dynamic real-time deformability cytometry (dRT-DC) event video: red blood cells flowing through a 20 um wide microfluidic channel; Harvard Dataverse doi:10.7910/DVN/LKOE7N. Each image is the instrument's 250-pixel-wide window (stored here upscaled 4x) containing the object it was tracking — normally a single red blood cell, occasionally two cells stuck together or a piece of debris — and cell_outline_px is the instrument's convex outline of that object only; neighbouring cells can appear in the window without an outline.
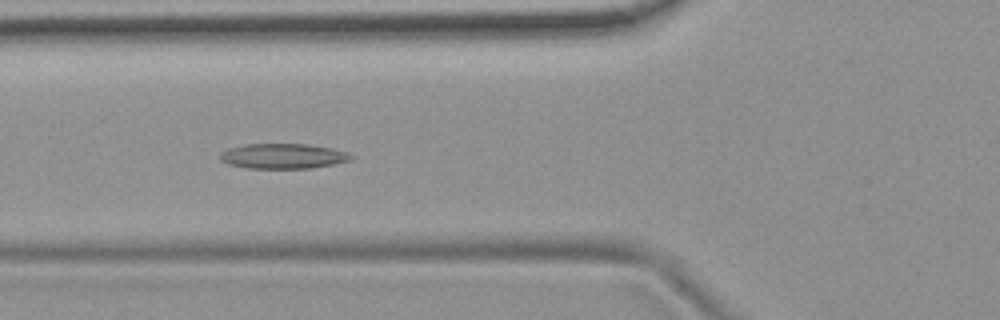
{"species": "common noctule bat (a hibernating species)", "species_latin": "Nyctalus noctula", "temperature_condition": "room temperature", "stored_images_in_passage": 54, "camera_frame_rate_fps": 3000, "um_per_image_px": 0.085, "animal": {"sex": "female", "body_mass_g": 19.9}, "frame": {"image": 1, "passage_image": 19, "time_ms": 6.0, "image_size_px": [1000, 320], "cell_outline_px": [[352, 160], [312, 168], [248, 168], [228, 164], [220, 160], [220, 152], [228, 148], [244, 144], [308, 144], [332, 148], [348, 152], [352, 156]], "centroid_in_image_um": [24.04, 13.26], "position_along_channel_um": 101.8, "area_um2": 19.19}}
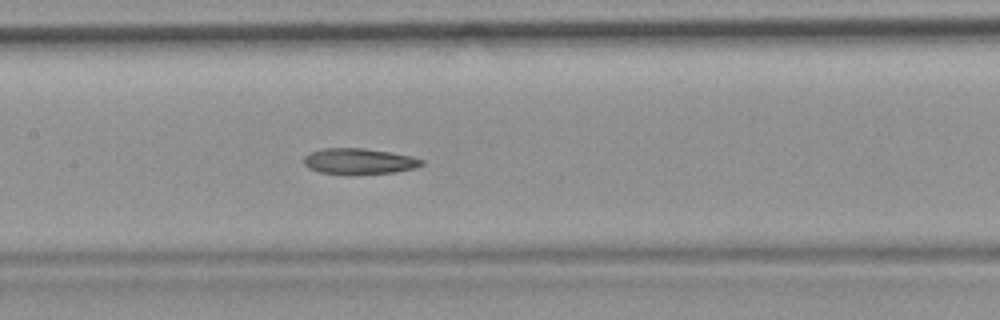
{"frame": {"image": 2, "passage_image": 25, "time_ms": 8.0, "image_size_px": [1000, 320], "cell_outline_px": [[424, 164], [416, 168], [396, 172], [352, 176], [344, 176], [320, 172], [308, 168], [304, 164], [304, 156], [312, 152], [324, 148], [364, 148], [412, 156], [424, 160]], "centroid_in_image_um": [30.53, 13.74], "position_along_channel_um": 176.9, "area_um2": 18.26}}
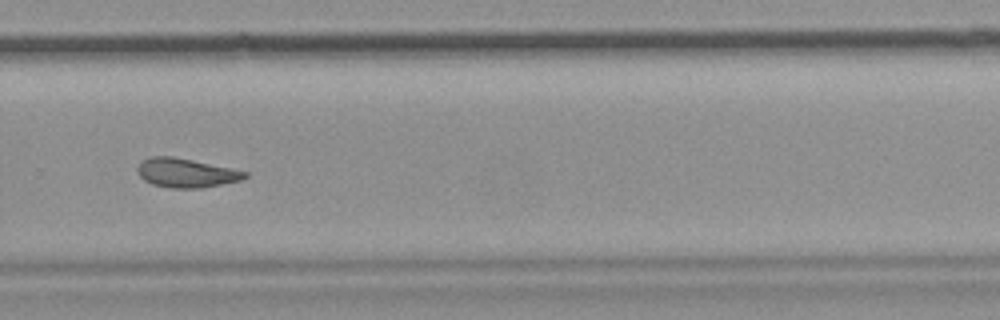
{"frame": {"image": 3, "passage_image": 36, "time_ms": 11.667, "image_size_px": [1000, 320], "cell_outline_px": [[248, 176], [240, 180], [200, 188], [172, 188], [152, 184], [144, 180], [136, 172], [136, 168], [140, 160], [152, 156], [172, 156], [232, 168], [248, 172]], "centroid_in_image_um": [15.77, 14.68], "position_along_channel_um": 314.0, "area_um2": 18.21}, "authors_computed_cell_mechanics": {"area_um2": 19.074, "velocity_mm_per_s": 3.7553, "shape_relaxation_time_tau1_ms": null, "shape_relaxation_time_tau2_ms": 6.5063, "deformation_change_tau1": null, "deformation_change_tau2": 0.1404}}